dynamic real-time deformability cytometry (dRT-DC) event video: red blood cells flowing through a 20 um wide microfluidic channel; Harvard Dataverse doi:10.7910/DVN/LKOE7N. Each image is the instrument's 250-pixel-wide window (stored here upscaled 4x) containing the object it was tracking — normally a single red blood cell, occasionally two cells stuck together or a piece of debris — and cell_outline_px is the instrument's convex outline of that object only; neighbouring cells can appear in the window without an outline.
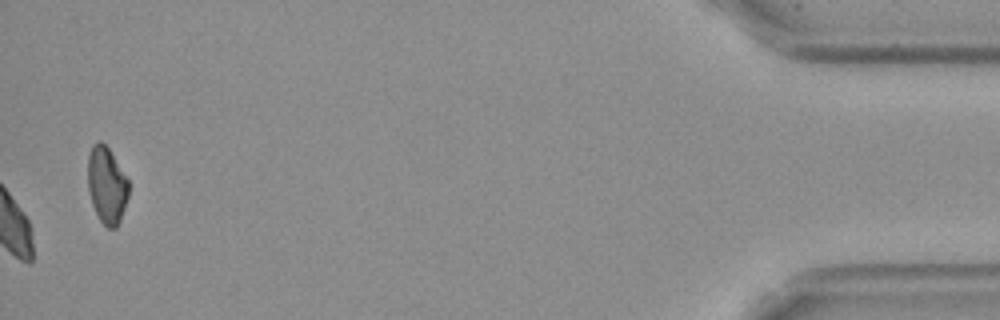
{"species": "Egyptian fruit bat (a non-hibernating species)", "species_latin": "Rousettus aegyptiacus", "temperature_condition": "cold", "stored_images_in_passage": 58, "camera_frame_rate_fps": 3000, "um_per_image_px": 0.085, "frame": {"image": 1, "passage_image": 58, "time_ms": 19.0, "image_size_px": [1000, 320], "cell_outline_px": [[128, 196], [120, 220], [116, 228], [108, 228], [100, 220], [92, 204], [88, 188], [88, 156], [92, 144], [100, 140], [108, 148], [128, 180]], "centroid_in_image_um": [9.06, 15.73], "position_along_channel_um": 426.1, "area_um2": 17.98}}